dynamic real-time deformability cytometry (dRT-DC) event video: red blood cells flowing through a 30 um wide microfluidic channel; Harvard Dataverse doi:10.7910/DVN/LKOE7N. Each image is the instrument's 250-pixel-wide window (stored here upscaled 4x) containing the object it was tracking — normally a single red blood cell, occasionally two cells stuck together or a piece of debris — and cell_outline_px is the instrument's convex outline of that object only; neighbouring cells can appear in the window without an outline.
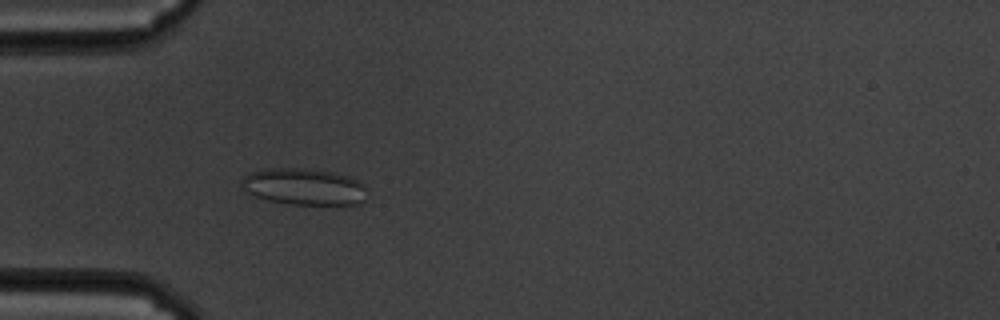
{"species": "common noctule bat (a hibernating species)", "species_latin": "Nyctalus noctula", "temperature_condition": "cold", "stored_images_in_passage": 59, "camera_frame_rate_fps": 3000, "um_per_image_px": 0.085, "animal": {"sex": "male", "body_mass_g": 19.5, "forearm_length_mm": 54.6}, "frame": {"image": 1, "passage_image": 18, "time_ms": 5.667, "image_size_px": [1000, 320], "cell_outline_px": [[364, 200], [356, 204], [288, 204], [268, 200], [244, 192], [240, 188], [240, 180], [244, 176], [252, 172], [264, 168], [304, 168], [336, 172], [348, 176], [356, 180], [364, 188]], "centroid_in_image_um": [25.74, 15.85], "position_along_channel_um": 59.3, "area_um2": 26.76}}
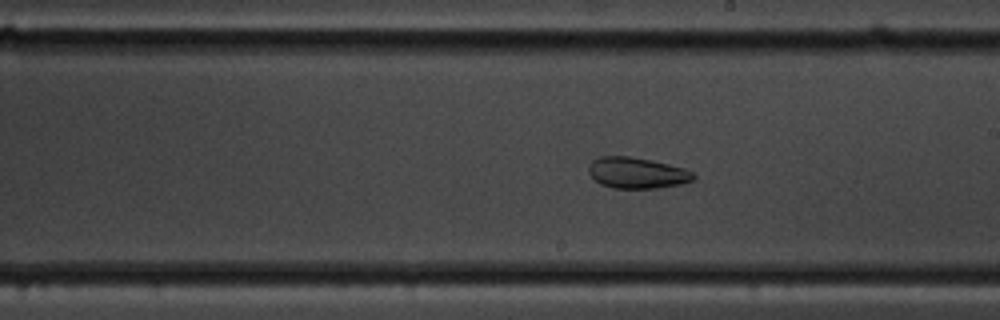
{"frame": {"image": 2, "passage_image": 34, "time_ms": 11.0, "image_size_px": [1000, 320], "cell_outline_px": [[696, 180], [680, 184], [656, 188], [612, 188], [600, 184], [588, 172], [588, 168], [592, 160], [600, 156], [628, 156], [652, 160], [684, 168], [692, 172], [696, 176]], "centroid_in_image_um": [54.15, 14.69], "position_along_channel_um": 234.9, "area_um2": 19.02}}
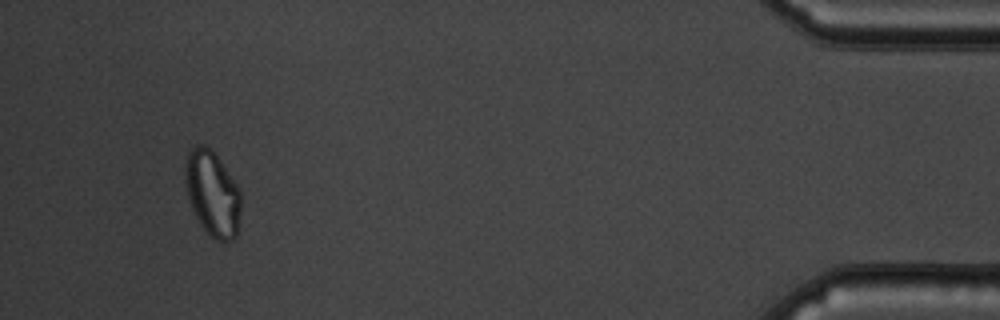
{"frame": {"image": 3, "passage_image": 56, "time_ms": 18.333, "image_size_px": [1000, 320], "cell_outline_px": [[240, 212], [236, 236], [232, 240], [224, 244], [216, 240], [200, 224], [188, 200], [184, 184], [184, 164], [188, 148], [196, 144], [200, 144], [208, 148], [216, 156], [240, 188]], "centroid_in_image_um": [18.02, 16.44], "position_along_channel_um": 417.2, "area_um2": 27.92}, "authors_computed_cell_mechanics": {"area_um2": 26.6458, "velocity_mm_per_s": 3.3772, "shape_relaxation_time_tau1_ms": null, "shape_relaxation_time_tau2_ms": 2.9068, "deformation_change_tau1": null, "deformation_change_tau2": 0.0835}}